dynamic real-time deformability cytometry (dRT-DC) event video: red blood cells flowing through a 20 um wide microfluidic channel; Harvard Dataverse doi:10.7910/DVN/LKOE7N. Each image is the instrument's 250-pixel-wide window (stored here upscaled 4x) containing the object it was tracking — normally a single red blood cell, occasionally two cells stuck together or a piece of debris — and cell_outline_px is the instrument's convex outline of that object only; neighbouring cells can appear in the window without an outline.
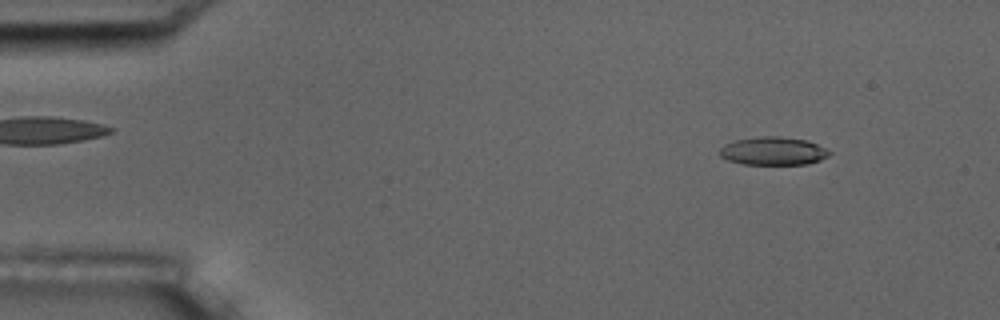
{"species": "common noctule bat (a hibernating species)", "species_latin": "Nyctalus noctula", "temperature_condition": "room temperature", "stored_images_in_passage": 4, "camera_frame_rate_fps": 3000, "um_per_image_px": 0.085, "animal": {"sex": "male", "body_mass_g": 17.5, "forearm_length_mm": 52.3}, "frame": {"image": 1, "passage_image": 1, "time_ms": 0.0, "image_size_px": [1000, 320], "cell_outline_px": [[832, 152], [828, 156], [820, 160], [808, 164], [740, 164], [728, 160], [720, 156], [720, 148], [724, 144], [736, 140], [756, 136], [780, 136], [804, 140], [816, 144]], "centroid_in_image_um": [65.69, 12.84], "position_along_channel_um": 19.3, "area_um2": 17.98}}